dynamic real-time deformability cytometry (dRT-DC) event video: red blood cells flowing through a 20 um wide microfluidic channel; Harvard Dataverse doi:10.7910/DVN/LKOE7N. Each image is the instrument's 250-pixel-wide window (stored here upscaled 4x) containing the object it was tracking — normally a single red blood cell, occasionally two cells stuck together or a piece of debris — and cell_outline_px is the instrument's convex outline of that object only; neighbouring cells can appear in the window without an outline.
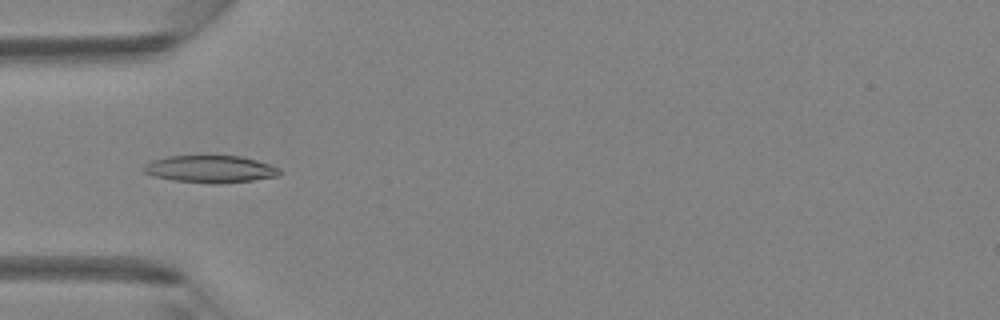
{"species": "Egyptian fruit bat (a non-hibernating species)", "species_latin": "Rousettus aegyptiacus", "temperature_condition": "room temperature", "stored_images_in_passage": 5, "camera_frame_rate_fps": 3000, "um_per_image_px": 0.085, "animal": {"sex": "female"}, "frame": {"image": 1, "passage_image": 5, "time_ms": 4.667, "image_size_px": [1000, 320], "cell_outline_px": [[280, 176], [252, 180], [216, 184], [212, 184], [172, 180], [152, 176], [144, 172], [144, 164], [152, 160], [168, 156], [240, 156], [256, 160], [280, 168]], "centroid_in_image_um": [17.86, 14.38], "position_along_channel_um": 67.1, "area_um2": 21.56}}